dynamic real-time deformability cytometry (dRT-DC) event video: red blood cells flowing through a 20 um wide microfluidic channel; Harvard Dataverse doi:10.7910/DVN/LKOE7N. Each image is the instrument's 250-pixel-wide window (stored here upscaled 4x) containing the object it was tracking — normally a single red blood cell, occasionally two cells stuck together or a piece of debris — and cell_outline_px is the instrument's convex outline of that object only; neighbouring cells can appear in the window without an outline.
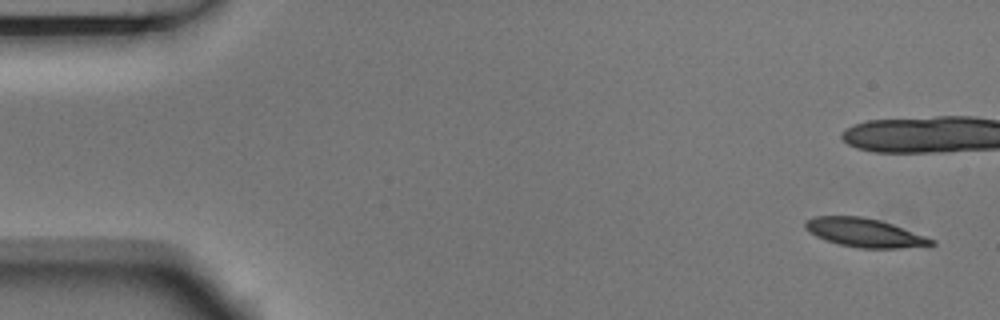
{"species": "Egyptian fruit bat (a non-hibernating species)", "species_latin": "Rousettus aegyptiacus", "temperature_condition": "room temperature", "stored_images_in_passage": 6, "camera_frame_rate_fps": 3000, "um_per_image_px": 0.085, "animal": {"sex": "male"}, "frame": {"image": 1, "passage_image": 1, "time_ms": 0.0, "image_size_px": [1000, 320], "cell_outline_px": [[936, 244], [928, 248], [860, 248], [840, 244], [824, 240], [816, 236], [804, 228], [804, 224], [808, 220], [816, 216], [860, 216], [880, 220], [892, 224], [936, 240]], "centroid_in_image_um": [73.57, 19.8], "position_along_channel_um": 11.4, "area_um2": 21.27}}